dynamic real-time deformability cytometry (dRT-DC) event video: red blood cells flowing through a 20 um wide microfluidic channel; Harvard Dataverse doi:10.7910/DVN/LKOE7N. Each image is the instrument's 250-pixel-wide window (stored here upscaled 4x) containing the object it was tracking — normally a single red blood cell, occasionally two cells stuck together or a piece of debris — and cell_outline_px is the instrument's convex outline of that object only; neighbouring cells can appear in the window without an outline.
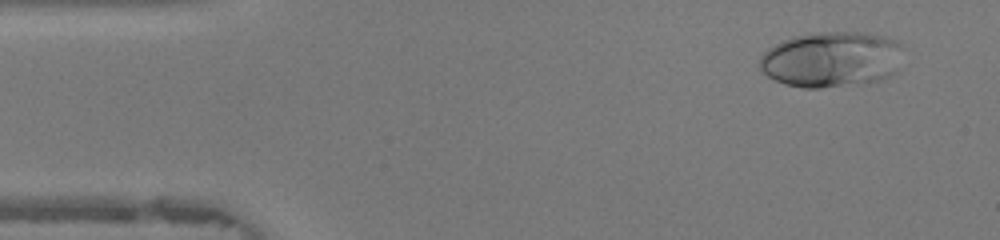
{"species": "human", "species_latin": "Homo sapiens", "temperature_condition": "warm", "stored_images_in_passage": 45, "camera_frame_rate_fps": 3000, "um_per_image_px": 0.085, "donor": {"sex": "female"}, "frame": {"image": 1, "passage_image": 3, "time_ms": 0.667, "image_size_px": [1000, 240], "cell_outline_px": [[904, 44], [900, 68], [896, 72], [884, 80], [864, 84], [820, 88], [804, 88], [784, 84], [768, 76], [760, 68], [760, 56], [768, 48], [792, 36], [820, 32], [860, 32], [884, 36], [896, 40]], "centroid_in_image_um": [70.76, 5.06], "position_along_channel_um": 14.2, "area_um2": 47.4}}
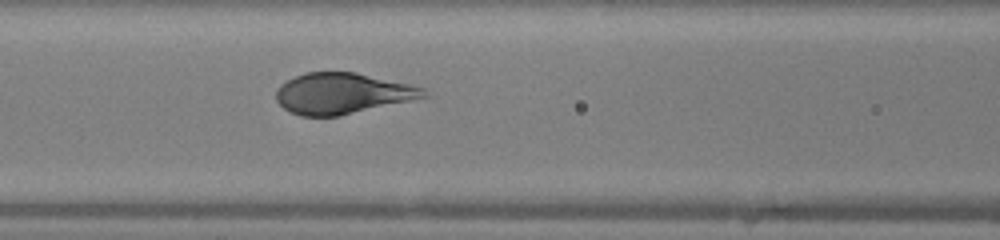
{"frame": {"image": 2, "passage_image": 18, "time_ms": 5.667, "image_size_px": [1000, 240], "cell_outline_px": [[432, 96], [340, 116], [300, 116], [284, 108], [276, 100], [276, 88], [280, 84], [304, 72], [356, 72], [408, 84], [424, 88]], "centroid_in_image_um": [29.12, 7.95], "position_along_channel_um": 137.5, "area_um2": 35.32}}
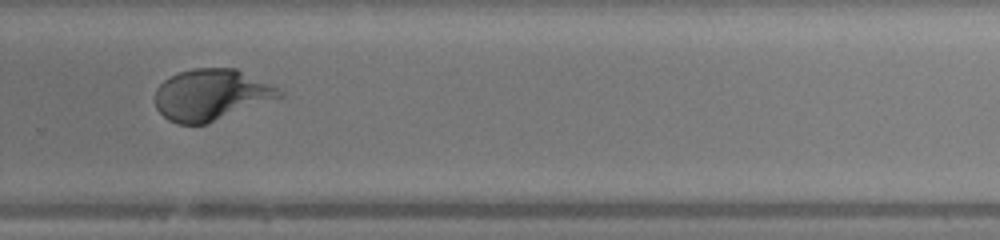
{"frame": {"image": 3, "passage_image": 30, "time_ms": 9.667, "image_size_px": [1000, 240], "cell_outline_px": [[284, 96], [208, 124], [176, 124], [168, 120], [156, 108], [152, 100], [152, 96], [156, 88], [164, 80], [180, 72], [192, 68], [236, 68], [284, 92]], "centroid_in_image_um": [17.89, 8.08], "position_along_channel_um": 311.9, "area_um2": 37.28}}